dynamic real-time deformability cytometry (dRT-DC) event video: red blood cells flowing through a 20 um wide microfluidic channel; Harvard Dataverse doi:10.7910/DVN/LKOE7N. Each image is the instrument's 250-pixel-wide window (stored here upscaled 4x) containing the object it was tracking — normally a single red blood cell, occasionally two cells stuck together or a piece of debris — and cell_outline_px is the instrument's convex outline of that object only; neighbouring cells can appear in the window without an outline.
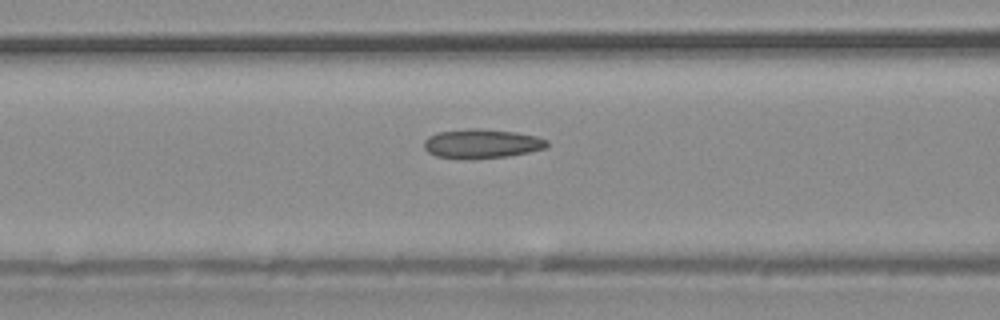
{"species": "common noctule bat (a hibernating species)", "species_latin": "Nyctalus noctula", "temperature_condition": "warm", "stored_images_in_passage": 35, "camera_frame_rate_fps": 3000, "um_per_image_px": 0.085, "animal": {"sex": "male", "body_mass_g": 20.4}, "frame": {"image": 1, "passage_image": 16, "time_ms": 5.0, "image_size_px": [1000, 320], "cell_outline_px": [[548, 148], [508, 156], [472, 160], [460, 160], [436, 156], [428, 152], [424, 148], [424, 140], [428, 136], [440, 132], [468, 128], [484, 128], [516, 132], [536, 136], [548, 140]], "centroid_in_image_um": [40.94, 12.22], "position_along_channel_um": 125.7, "area_um2": 21.44}}